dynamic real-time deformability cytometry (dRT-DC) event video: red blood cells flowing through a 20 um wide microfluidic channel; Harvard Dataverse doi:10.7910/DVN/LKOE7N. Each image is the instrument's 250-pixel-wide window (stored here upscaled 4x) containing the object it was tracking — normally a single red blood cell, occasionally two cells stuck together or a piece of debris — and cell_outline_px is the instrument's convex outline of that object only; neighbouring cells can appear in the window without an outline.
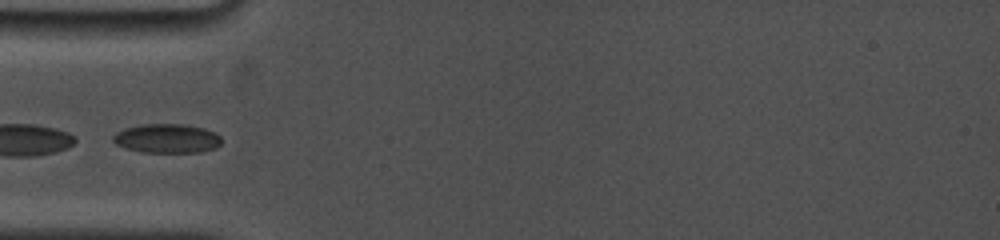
{"species": "common noctule bat (a hibernating species)", "species_latin": "Nyctalus noctula", "temperature_condition": "cold", "stored_images_in_passage": 6, "camera_frame_rate_fps": 5000, "um_per_image_px": 0.085, "animal": {"sex": "female", "body_mass_g": 19.0, "forearm_length_mm": 53.3}, "frame": {"image": 1, "passage_image": 1, "time_ms": 0.0, "image_size_px": [1000, 240], "cell_outline_px": [[220, 144], [216, 148], [200, 152], [140, 152], [116, 144], [112, 140], [112, 136], [116, 132], [124, 128], [140, 124], [184, 124], [204, 128], [216, 132], [220, 136]], "centroid_in_image_um": [14.19, 11.76], "position_along_channel_um": 70.8, "area_um2": 18.5}}
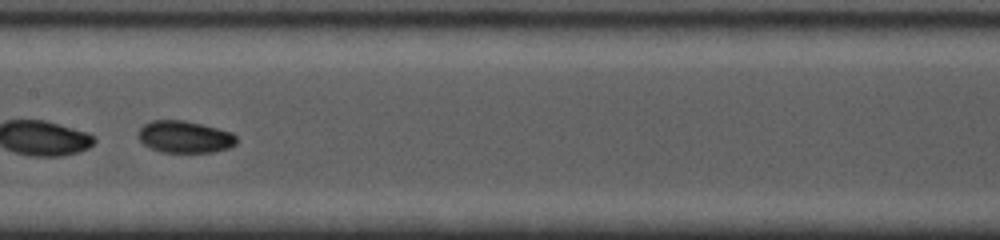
{"frame": {"image": 2, "passage_image": 4, "time_ms": 3.2, "image_size_px": [1000, 240], "cell_outline_px": [[236, 144], [228, 148], [212, 152], [160, 152], [144, 144], [140, 140], [136, 132], [144, 124], [152, 120], [184, 120], [232, 132], [236, 136]], "centroid_in_image_um": [15.68, 11.63], "position_along_channel_um": 191.7, "area_um2": 18.26}}
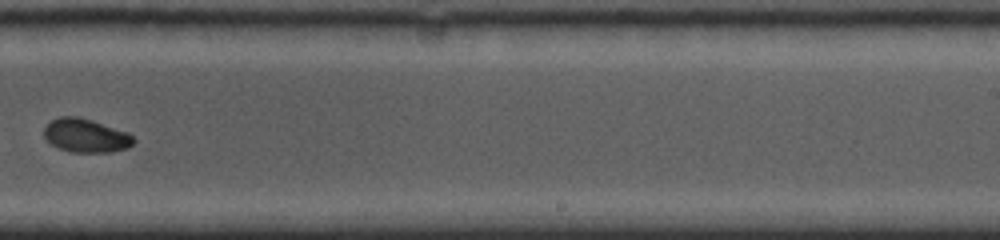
{"frame": {"image": 3, "passage_image": 6, "time_ms": 5.6, "image_size_px": [1000, 240], "cell_outline_px": [[136, 140], [128, 148], [112, 152], [72, 152], [56, 148], [44, 136], [44, 128], [52, 120], [60, 116], [76, 116], [92, 120], [128, 132]], "centroid_in_image_um": [7.31, 11.53], "position_along_channel_um": 281.7, "area_um2": 17.57}}